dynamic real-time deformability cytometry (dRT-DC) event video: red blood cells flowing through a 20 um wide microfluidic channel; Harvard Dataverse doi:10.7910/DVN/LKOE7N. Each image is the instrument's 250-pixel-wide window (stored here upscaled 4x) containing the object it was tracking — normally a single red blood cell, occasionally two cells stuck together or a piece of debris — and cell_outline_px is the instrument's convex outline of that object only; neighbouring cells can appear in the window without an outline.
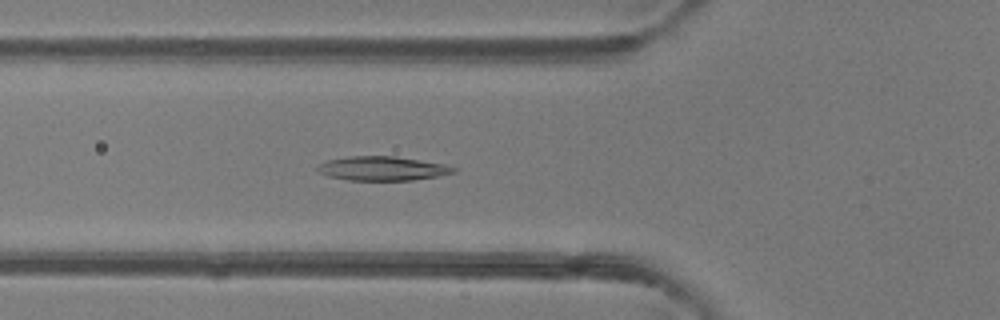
{"species": "common noctule bat (a hibernating species)", "species_latin": "Nyctalus noctula", "temperature_condition": "room temperature", "stored_images_in_passage": 50, "camera_frame_rate_fps": 3000, "um_per_image_px": 0.085, "animal": {"sex": "female"}, "frame": {"image": 1, "passage_image": 18, "time_ms": 5.667, "image_size_px": [1000, 320], "cell_outline_px": [[456, 172], [436, 176], [412, 180], [348, 180], [328, 176], [320, 172], [316, 168], [320, 164], [328, 160], [348, 156], [396, 156], [444, 164], [456, 168]], "centroid_in_image_um": [32.5, 14.31], "position_along_channel_um": 93.3, "area_um2": 18.96}}
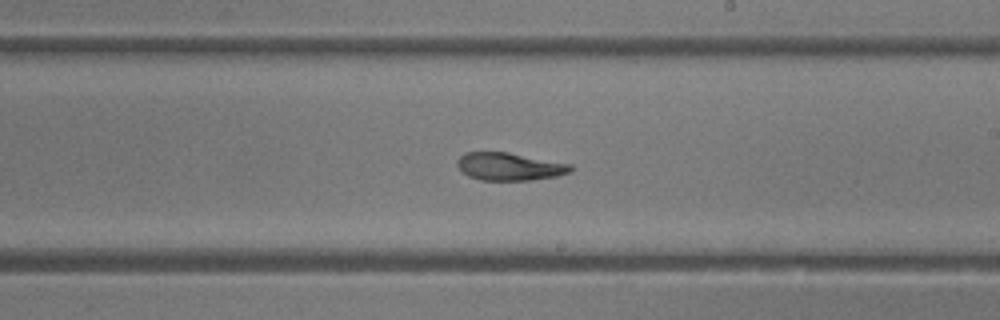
{"frame": {"image": 2, "passage_image": 29, "time_ms": 9.333, "image_size_px": [1000, 320], "cell_outline_px": [[572, 172], [556, 176], [532, 180], [480, 180], [468, 176], [456, 164], [456, 160], [464, 152], [508, 152], [572, 164]], "centroid_in_image_um": [43.31, 14.15], "position_along_channel_um": 245.7, "area_um2": 18.38}}
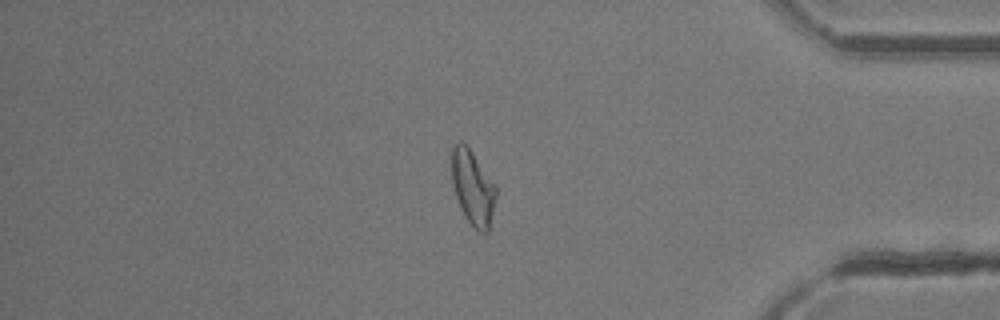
{"frame": {"image": 3, "passage_image": 42, "time_ms": 13.667, "image_size_px": [1000, 320], "cell_outline_px": [[496, 196], [488, 232], [480, 232], [472, 228], [464, 216], [460, 208], [452, 184], [452, 148], [460, 140], [468, 144], [496, 184]], "centroid_in_image_um": [40.19, 15.92], "position_along_channel_um": 395.0, "area_um2": 19.65}, "authors_computed_cell_mechanics": {"area_um2": 19.5942, "velocity_mm_per_s": 4.145, "shape_relaxation_time_tau1_ms": 6.3681, "shape_relaxation_time_tau2_ms": 2.0616, "deformation_change_tau1": 0.2115, "deformation_change_tau2": 0.0822}}